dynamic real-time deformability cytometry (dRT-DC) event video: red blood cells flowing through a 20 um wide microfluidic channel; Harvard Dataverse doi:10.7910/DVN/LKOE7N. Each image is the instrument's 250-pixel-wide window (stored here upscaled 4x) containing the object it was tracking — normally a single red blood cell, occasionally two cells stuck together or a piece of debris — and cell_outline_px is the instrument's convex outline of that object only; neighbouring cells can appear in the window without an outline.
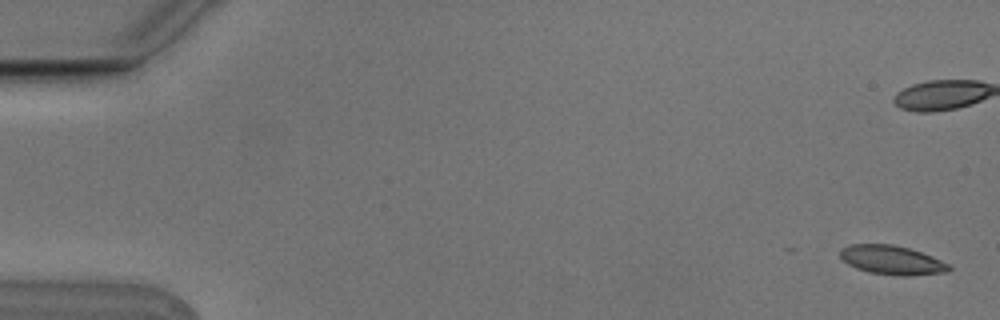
{"species": "Egyptian fruit bat (a non-hibernating species)", "species_latin": "Rousettus aegyptiacus", "temperature_condition": "cold", "stored_images_in_passage": 4, "camera_frame_rate_fps": 3000, "um_per_image_px": 0.085, "animal": {"sex": "male"}, "frame": {"image": 1, "passage_image": 1, "time_ms": 0.0, "image_size_px": [1000, 320], "cell_outline_px": [[952, 268], [948, 272], [908, 276], [900, 276], [868, 272], [856, 268], [848, 264], [840, 256], [840, 248], [848, 244], [892, 244], [908, 248], [932, 256], [948, 264]], "centroid_in_image_um": [75.79, 22.11], "position_along_channel_um": 9.2, "area_um2": 18.44}}